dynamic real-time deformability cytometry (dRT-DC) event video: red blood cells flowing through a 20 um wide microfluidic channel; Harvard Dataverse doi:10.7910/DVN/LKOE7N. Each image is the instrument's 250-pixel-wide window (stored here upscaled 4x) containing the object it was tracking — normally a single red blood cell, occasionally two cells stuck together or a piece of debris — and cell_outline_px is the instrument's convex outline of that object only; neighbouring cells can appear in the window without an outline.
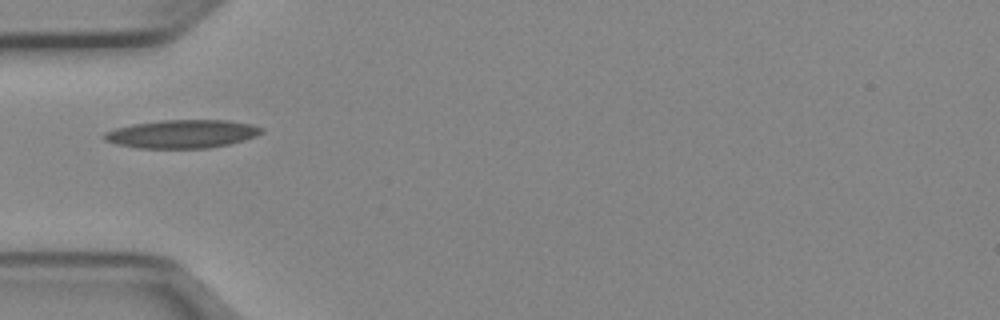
{"species": "Egyptian fruit bat (a non-hibernating species)", "species_latin": "Rousettus aegyptiacus", "temperature_condition": "cold", "stored_images_in_passage": 36, "camera_frame_rate_fps": 3000, "um_per_image_px": 0.085, "animal": {"sex": "female"}, "frame": {"image": 1, "passage_image": 1, "time_ms": 0.0, "image_size_px": [1000, 320], "cell_outline_px": [[264, 132], [256, 136], [244, 140], [228, 144], [208, 148], [136, 148], [116, 144], [104, 140], [100, 136], [104, 132], [116, 128], [132, 124], [160, 120], [228, 120], [252, 124], [264, 128]], "centroid_in_image_um": [15.46, 11.38], "position_along_channel_um": 69.5, "area_um2": 26.18}}
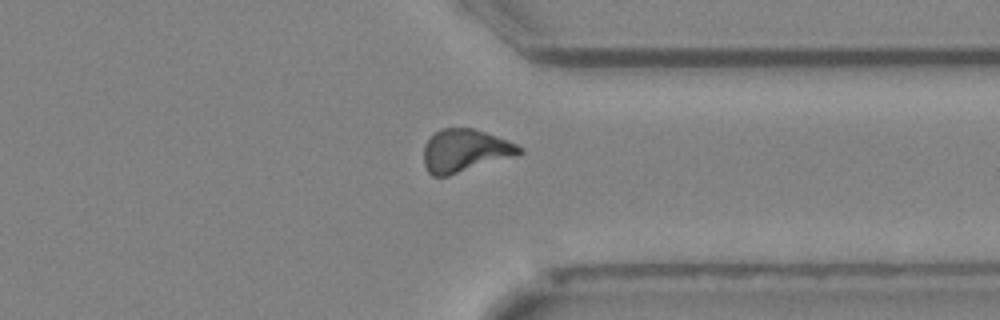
{"frame": {"image": 2, "passage_image": 24, "time_ms": 7.667, "image_size_px": [1000, 320], "cell_outline_px": [[524, 152], [516, 156], [448, 176], [432, 176], [428, 172], [424, 164], [424, 144], [440, 128], [472, 128], [508, 140], [524, 148]], "centroid_in_image_um": [39.54, 12.81], "position_along_channel_um": 371.9, "area_um2": 23.87}}
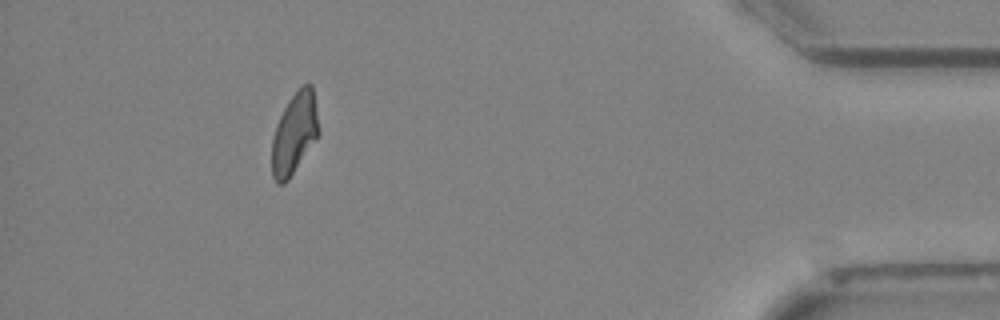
{"frame": {"image": 3, "passage_image": 31, "time_ms": 10.0, "image_size_px": [1000, 320], "cell_outline_px": [[320, 132], [288, 180], [284, 184], [276, 184], [272, 176], [272, 140], [276, 124], [288, 100], [304, 84], [312, 84]], "centroid_in_image_um": [25.01, 11.35], "position_along_channel_um": 410.2, "area_um2": 21.91}, "authors_computed_cell_mechanics": {"area_um2": 23.2356, "velocity_mm_per_s": 3.9663, "shape_relaxation_time_tau1_ms": 10.1593, "shape_relaxation_time_tau2_ms": 6.3248, "deformation_change_tau1": 0.2241, "deformation_change_tau2": 0.1492}}